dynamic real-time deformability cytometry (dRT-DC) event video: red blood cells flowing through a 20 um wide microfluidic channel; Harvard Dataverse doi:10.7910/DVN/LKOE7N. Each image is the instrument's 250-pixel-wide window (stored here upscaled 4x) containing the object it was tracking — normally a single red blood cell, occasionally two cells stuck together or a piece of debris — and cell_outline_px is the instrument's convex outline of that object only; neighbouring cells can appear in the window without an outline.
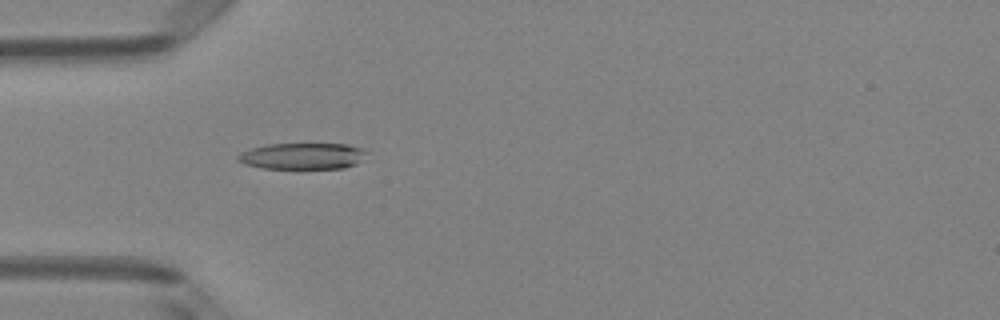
{"species": "Egyptian fruit bat (a non-hibernating species)", "species_latin": "Rousettus aegyptiacus", "temperature_condition": "room temperature", "stored_images_in_passage": 4, "camera_frame_rate_fps": 3000, "um_per_image_px": 0.085, "animal": {"sex": "female"}, "frame": {"image": 1, "passage_image": 4, "time_ms": 1.0, "image_size_px": [1000, 320], "cell_outline_px": [[364, 152], [356, 164], [344, 168], [264, 168], [244, 164], [236, 160], [236, 156], [240, 152], [252, 148], [268, 144], [348, 144], [364, 148]], "centroid_in_image_um": [25.65, 13.26], "position_along_channel_um": 59.4, "area_um2": 19.54}}